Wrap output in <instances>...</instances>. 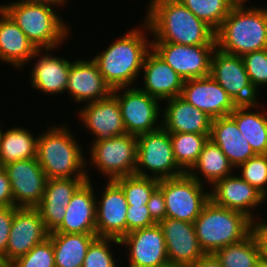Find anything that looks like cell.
Segmentation results:
<instances>
[{
  "mask_svg": "<svg viewBox=\"0 0 267 267\" xmlns=\"http://www.w3.org/2000/svg\"><path fill=\"white\" fill-rule=\"evenodd\" d=\"M141 23L114 40L103 52L91 57L112 90L135 87V82L138 84V78H141L144 59L152 49V39L147 37L151 35L150 28L144 20Z\"/></svg>",
  "mask_w": 267,
  "mask_h": 267,
  "instance_id": "cell-1",
  "label": "cell"
},
{
  "mask_svg": "<svg viewBox=\"0 0 267 267\" xmlns=\"http://www.w3.org/2000/svg\"><path fill=\"white\" fill-rule=\"evenodd\" d=\"M147 6L143 20L153 35L152 42L217 45L216 32L178 0H154Z\"/></svg>",
  "mask_w": 267,
  "mask_h": 267,
  "instance_id": "cell-2",
  "label": "cell"
},
{
  "mask_svg": "<svg viewBox=\"0 0 267 267\" xmlns=\"http://www.w3.org/2000/svg\"><path fill=\"white\" fill-rule=\"evenodd\" d=\"M66 125L52 124L38 135L36 158L47 179L87 177L81 141Z\"/></svg>",
  "mask_w": 267,
  "mask_h": 267,
  "instance_id": "cell-3",
  "label": "cell"
},
{
  "mask_svg": "<svg viewBox=\"0 0 267 267\" xmlns=\"http://www.w3.org/2000/svg\"><path fill=\"white\" fill-rule=\"evenodd\" d=\"M0 7L38 50L61 48L72 37L69 23L53 5L17 0L0 4Z\"/></svg>",
  "mask_w": 267,
  "mask_h": 267,
  "instance_id": "cell-4",
  "label": "cell"
},
{
  "mask_svg": "<svg viewBox=\"0 0 267 267\" xmlns=\"http://www.w3.org/2000/svg\"><path fill=\"white\" fill-rule=\"evenodd\" d=\"M235 4L216 31L217 48L243 56L267 49V7Z\"/></svg>",
  "mask_w": 267,
  "mask_h": 267,
  "instance_id": "cell-5",
  "label": "cell"
},
{
  "mask_svg": "<svg viewBox=\"0 0 267 267\" xmlns=\"http://www.w3.org/2000/svg\"><path fill=\"white\" fill-rule=\"evenodd\" d=\"M204 253L214 254L222 247L245 239L252 220L244 213L218 206L209 200L193 223Z\"/></svg>",
  "mask_w": 267,
  "mask_h": 267,
  "instance_id": "cell-6",
  "label": "cell"
},
{
  "mask_svg": "<svg viewBox=\"0 0 267 267\" xmlns=\"http://www.w3.org/2000/svg\"><path fill=\"white\" fill-rule=\"evenodd\" d=\"M89 147L90 157L86 159V174L91 180L88 165H92L102 178L108 181L135 175L137 164V136L124 134L109 140L94 141ZM107 176V177H106Z\"/></svg>",
  "mask_w": 267,
  "mask_h": 267,
  "instance_id": "cell-7",
  "label": "cell"
},
{
  "mask_svg": "<svg viewBox=\"0 0 267 267\" xmlns=\"http://www.w3.org/2000/svg\"><path fill=\"white\" fill-rule=\"evenodd\" d=\"M183 174L174 158L170 133L162 126L137 136L135 175L162 180Z\"/></svg>",
  "mask_w": 267,
  "mask_h": 267,
  "instance_id": "cell-8",
  "label": "cell"
},
{
  "mask_svg": "<svg viewBox=\"0 0 267 267\" xmlns=\"http://www.w3.org/2000/svg\"><path fill=\"white\" fill-rule=\"evenodd\" d=\"M158 187L163 191L166 218L194 223L204 205L210 200L209 187L188 173L159 180Z\"/></svg>",
  "mask_w": 267,
  "mask_h": 267,
  "instance_id": "cell-9",
  "label": "cell"
},
{
  "mask_svg": "<svg viewBox=\"0 0 267 267\" xmlns=\"http://www.w3.org/2000/svg\"><path fill=\"white\" fill-rule=\"evenodd\" d=\"M112 94L119 102L127 134L138 136L162 126L161 100L150 96L137 86L114 89Z\"/></svg>",
  "mask_w": 267,
  "mask_h": 267,
  "instance_id": "cell-10",
  "label": "cell"
},
{
  "mask_svg": "<svg viewBox=\"0 0 267 267\" xmlns=\"http://www.w3.org/2000/svg\"><path fill=\"white\" fill-rule=\"evenodd\" d=\"M217 45H182L152 42V50L166 62L183 81L210 75L213 53Z\"/></svg>",
  "mask_w": 267,
  "mask_h": 267,
  "instance_id": "cell-11",
  "label": "cell"
},
{
  "mask_svg": "<svg viewBox=\"0 0 267 267\" xmlns=\"http://www.w3.org/2000/svg\"><path fill=\"white\" fill-rule=\"evenodd\" d=\"M210 76L237 105L259 101V94L251 85L241 56L223 52L216 47L211 60Z\"/></svg>",
  "mask_w": 267,
  "mask_h": 267,
  "instance_id": "cell-12",
  "label": "cell"
},
{
  "mask_svg": "<svg viewBox=\"0 0 267 267\" xmlns=\"http://www.w3.org/2000/svg\"><path fill=\"white\" fill-rule=\"evenodd\" d=\"M120 242L127 251V267L169 266L166 242L159 224L134 230L125 235Z\"/></svg>",
  "mask_w": 267,
  "mask_h": 267,
  "instance_id": "cell-13",
  "label": "cell"
},
{
  "mask_svg": "<svg viewBox=\"0 0 267 267\" xmlns=\"http://www.w3.org/2000/svg\"><path fill=\"white\" fill-rule=\"evenodd\" d=\"M48 235L36 208L18 207L11 223L6 254L0 261L9 265L43 242Z\"/></svg>",
  "mask_w": 267,
  "mask_h": 267,
  "instance_id": "cell-14",
  "label": "cell"
},
{
  "mask_svg": "<svg viewBox=\"0 0 267 267\" xmlns=\"http://www.w3.org/2000/svg\"><path fill=\"white\" fill-rule=\"evenodd\" d=\"M210 200L221 207L244 213L252 221L257 220L255 213L267 199L239 174H231L216 181L209 189ZM256 216V218H255Z\"/></svg>",
  "mask_w": 267,
  "mask_h": 267,
  "instance_id": "cell-15",
  "label": "cell"
},
{
  "mask_svg": "<svg viewBox=\"0 0 267 267\" xmlns=\"http://www.w3.org/2000/svg\"><path fill=\"white\" fill-rule=\"evenodd\" d=\"M11 184L13 206L35 208L43 198L47 182L37 158L4 165Z\"/></svg>",
  "mask_w": 267,
  "mask_h": 267,
  "instance_id": "cell-16",
  "label": "cell"
},
{
  "mask_svg": "<svg viewBox=\"0 0 267 267\" xmlns=\"http://www.w3.org/2000/svg\"><path fill=\"white\" fill-rule=\"evenodd\" d=\"M77 112L81 124L86 127L94 141H104L126 134L121 108L111 93L107 98L88 102Z\"/></svg>",
  "mask_w": 267,
  "mask_h": 267,
  "instance_id": "cell-17",
  "label": "cell"
},
{
  "mask_svg": "<svg viewBox=\"0 0 267 267\" xmlns=\"http://www.w3.org/2000/svg\"><path fill=\"white\" fill-rule=\"evenodd\" d=\"M105 184L96 198V236L121 240L126 235L127 200L114 180Z\"/></svg>",
  "mask_w": 267,
  "mask_h": 267,
  "instance_id": "cell-18",
  "label": "cell"
},
{
  "mask_svg": "<svg viewBox=\"0 0 267 267\" xmlns=\"http://www.w3.org/2000/svg\"><path fill=\"white\" fill-rule=\"evenodd\" d=\"M159 226L166 242L169 266L189 267L205 254L200 248L193 223L165 218Z\"/></svg>",
  "mask_w": 267,
  "mask_h": 267,
  "instance_id": "cell-19",
  "label": "cell"
},
{
  "mask_svg": "<svg viewBox=\"0 0 267 267\" xmlns=\"http://www.w3.org/2000/svg\"><path fill=\"white\" fill-rule=\"evenodd\" d=\"M180 96L212 119L229 116L237 107L210 75L184 81Z\"/></svg>",
  "mask_w": 267,
  "mask_h": 267,
  "instance_id": "cell-20",
  "label": "cell"
},
{
  "mask_svg": "<svg viewBox=\"0 0 267 267\" xmlns=\"http://www.w3.org/2000/svg\"><path fill=\"white\" fill-rule=\"evenodd\" d=\"M78 58L70 65L66 89L72 102L80 105L107 98L112 89L104 81L95 61L88 57Z\"/></svg>",
  "mask_w": 267,
  "mask_h": 267,
  "instance_id": "cell-21",
  "label": "cell"
},
{
  "mask_svg": "<svg viewBox=\"0 0 267 267\" xmlns=\"http://www.w3.org/2000/svg\"><path fill=\"white\" fill-rule=\"evenodd\" d=\"M56 49L38 50L34 57V65L29 69V82L38 92L49 95H60L66 92L69 70L72 61L66 57H57L52 53ZM38 58V59H37Z\"/></svg>",
  "mask_w": 267,
  "mask_h": 267,
  "instance_id": "cell-22",
  "label": "cell"
},
{
  "mask_svg": "<svg viewBox=\"0 0 267 267\" xmlns=\"http://www.w3.org/2000/svg\"><path fill=\"white\" fill-rule=\"evenodd\" d=\"M93 179L86 180L74 193L62 223L50 233L96 234V197Z\"/></svg>",
  "mask_w": 267,
  "mask_h": 267,
  "instance_id": "cell-23",
  "label": "cell"
},
{
  "mask_svg": "<svg viewBox=\"0 0 267 267\" xmlns=\"http://www.w3.org/2000/svg\"><path fill=\"white\" fill-rule=\"evenodd\" d=\"M86 180L87 177L47 179L43 198L35 208L49 233L62 223L72 196Z\"/></svg>",
  "mask_w": 267,
  "mask_h": 267,
  "instance_id": "cell-24",
  "label": "cell"
},
{
  "mask_svg": "<svg viewBox=\"0 0 267 267\" xmlns=\"http://www.w3.org/2000/svg\"><path fill=\"white\" fill-rule=\"evenodd\" d=\"M143 83L138 88L162 101L181 95L183 79L152 49L147 53L141 74Z\"/></svg>",
  "mask_w": 267,
  "mask_h": 267,
  "instance_id": "cell-25",
  "label": "cell"
},
{
  "mask_svg": "<svg viewBox=\"0 0 267 267\" xmlns=\"http://www.w3.org/2000/svg\"><path fill=\"white\" fill-rule=\"evenodd\" d=\"M162 127L169 133L210 134L212 118L181 96L164 100Z\"/></svg>",
  "mask_w": 267,
  "mask_h": 267,
  "instance_id": "cell-26",
  "label": "cell"
},
{
  "mask_svg": "<svg viewBox=\"0 0 267 267\" xmlns=\"http://www.w3.org/2000/svg\"><path fill=\"white\" fill-rule=\"evenodd\" d=\"M38 49L10 16L0 7V61L15 70L23 67L34 57Z\"/></svg>",
  "mask_w": 267,
  "mask_h": 267,
  "instance_id": "cell-27",
  "label": "cell"
},
{
  "mask_svg": "<svg viewBox=\"0 0 267 267\" xmlns=\"http://www.w3.org/2000/svg\"><path fill=\"white\" fill-rule=\"evenodd\" d=\"M236 169L256 154L230 117L212 119L210 137Z\"/></svg>",
  "mask_w": 267,
  "mask_h": 267,
  "instance_id": "cell-28",
  "label": "cell"
},
{
  "mask_svg": "<svg viewBox=\"0 0 267 267\" xmlns=\"http://www.w3.org/2000/svg\"><path fill=\"white\" fill-rule=\"evenodd\" d=\"M259 105V102L237 105L229 116L236 122L254 153L267 154V111Z\"/></svg>",
  "mask_w": 267,
  "mask_h": 267,
  "instance_id": "cell-29",
  "label": "cell"
},
{
  "mask_svg": "<svg viewBox=\"0 0 267 267\" xmlns=\"http://www.w3.org/2000/svg\"><path fill=\"white\" fill-rule=\"evenodd\" d=\"M226 155L211 139L205 143L198 161L188 174L201 184L211 187L216 181L235 173ZM203 178V179H202ZM206 182V183H205Z\"/></svg>",
  "mask_w": 267,
  "mask_h": 267,
  "instance_id": "cell-30",
  "label": "cell"
},
{
  "mask_svg": "<svg viewBox=\"0 0 267 267\" xmlns=\"http://www.w3.org/2000/svg\"><path fill=\"white\" fill-rule=\"evenodd\" d=\"M54 249L55 267H82L89 245L96 234L49 233Z\"/></svg>",
  "mask_w": 267,
  "mask_h": 267,
  "instance_id": "cell-31",
  "label": "cell"
},
{
  "mask_svg": "<svg viewBox=\"0 0 267 267\" xmlns=\"http://www.w3.org/2000/svg\"><path fill=\"white\" fill-rule=\"evenodd\" d=\"M28 128L18 126L1 131L0 167L9 163L36 158L37 138Z\"/></svg>",
  "mask_w": 267,
  "mask_h": 267,
  "instance_id": "cell-32",
  "label": "cell"
},
{
  "mask_svg": "<svg viewBox=\"0 0 267 267\" xmlns=\"http://www.w3.org/2000/svg\"><path fill=\"white\" fill-rule=\"evenodd\" d=\"M214 254L222 267H256L261 261L259 247L252 233L240 242L222 247Z\"/></svg>",
  "mask_w": 267,
  "mask_h": 267,
  "instance_id": "cell-33",
  "label": "cell"
},
{
  "mask_svg": "<svg viewBox=\"0 0 267 267\" xmlns=\"http://www.w3.org/2000/svg\"><path fill=\"white\" fill-rule=\"evenodd\" d=\"M174 158L178 166L188 173L198 161L210 134L170 133Z\"/></svg>",
  "mask_w": 267,
  "mask_h": 267,
  "instance_id": "cell-34",
  "label": "cell"
},
{
  "mask_svg": "<svg viewBox=\"0 0 267 267\" xmlns=\"http://www.w3.org/2000/svg\"><path fill=\"white\" fill-rule=\"evenodd\" d=\"M215 32L235 5L232 0H178Z\"/></svg>",
  "mask_w": 267,
  "mask_h": 267,
  "instance_id": "cell-35",
  "label": "cell"
},
{
  "mask_svg": "<svg viewBox=\"0 0 267 267\" xmlns=\"http://www.w3.org/2000/svg\"><path fill=\"white\" fill-rule=\"evenodd\" d=\"M123 190L128 206H147L153 191L158 187L159 180L155 178L131 175L114 180Z\"/></svg>",
  "mask_w": 267,
  "mask_h": 267,
  "instance_id": "cell-36",
  "label": "cell"
},
{
  "mask_svg": "<svg viewBox=\"0 0 267 267\" xmlns=\"http://www.w3.org/2000/svg\"><path fill=\"white\" fill-rule=\"evenodd\" d=\"M113 244L121 247V242L118 239L97 237L89 245L82 267H117V257L115 253H112L114 252Z\"/></svg>",
  "mask_w": 267,
  "mask_h": 267,
  "instance_id": "cell-37",
  "label": "cell"
},
{
  "mask_svg": "<svg viewBox=\"0 0 267 267\" xmlns=\"http://www.w3.org/2000/svg\"><path fill=\"white\" fill-rule=\"evenodd\" d=\"M235 170L267 199V154H256Z\"/></svg>",
  "mask_w": 267,
  "mask_h": 267,
  "instance_id": "cell-38",
  "label": "cell"
},
{
  "mask_svg": "<svg viewBox=\"0 0 267 267\" xmlns=\"http://www.w3.org/2000/svg\"><path fill=\"white\" fill-rule=\"evenodd\" d=\"M10 267H55L54 249L48 237L31 251L9 264Z\"/></svg>",
  "mask_w": 267,
  "mask_h": 267,
  "instance_id": "cell-39",
  "label": "cell"
},
{
  "mask_svg": "<svg viewBox=\"0 0 267 267\" xmlns=\"http://www.w3.org/2000/svg\"><path fill=\"white\" fill-rule=\"evenodd\" d=\"M242 59L251 85L259 93V87H267V49L247 53Z\"/></svg>",
  "mask_w": 267,
  "mask_h": 267,
  "instance_id": "cell-40",
  "label": "cell"
},
{
  "mask_svg": "<svg viewBox=\"0 0 267 267\" xmlns=\"http://www.w3.org/2000/svg\"><path fill=\"white\" fill-rule=\"evenodd\" d=\"M156 224L149 213L147 206H128L126 216V235L134 230L143 229Z\"/></svg>",
  "mask_w": 267,
  "mask_h": 267,
  "instance_id": "cell-41",
  "label": "cell"
},
{
  "mask_svg": "<svg viewBox=\"0 0 267 267\" xmlns=\"http://www.w3.org/2000/svg\"><path fill=\"white\" fill-rule=\"evenodd\" d=\"M17 208L16 206L0 207V260L6 254L11 223Z\"/></svg>",
  "mask_w": 267,
  "mask_h": 267,
  "instance_id": "cell-42",
  "label": "cell"
},
{
  "mask_svg": "<svg viewBox=\"0 0 267 267\" xmlns=\"http://www.w3.org/2000/svg\"><path fill=\"white\" fill-rule=\"evenodd\" d=\"M251 233L257 241L261 262L267 264V221L262 217L252 221Z\"/></svg>",
  "mask_w": 267,
  "mask_h": 267,
  "instance_id": "cell-43",
  "label": "cell"
},
{
  "mask_svg": "<svg viewBox=\"0 0 267 267\" xmlns=\"http://www.w3.org/2000/svg\"><path fill=\"white\" fill-rule=\"evenodd\" d=\"M147 208L149 209L152 220L156 224H159L166 218V205L163 191L159 187H157L151 194L147 203Z\"/></svg>",
  "mask_w": 267,
  "mask_h": 267,
  "instance_id": "cell-44",
  "label": "cell"
},
{
  "mask_svg": "<svg viewBox=\"0 0 267 267\" xmlns=\"http://www.w3.org/2000/svg\"><path fill=\"white\" fill-rule=\"evenodd\" d=\"M7 206H13L11 184L6 170L0 167V207Z\"/></svg>",
  "mask_w": 267,
  "mask_h": 267,
  "instance_id": "cell-45",
  "label": "cell"
},
{
  "mask_svg": "<svg viewBox=\"0 0 267 267\" xmlns=\"http://www.w3.org/2000/svg\"><path fill=\"white\" fill-rule=\"evenodd\" d=\"M189 267H222L215 254L205 253L197 262Z\"/></svg>",
  "mask_w": 267,
  "mask_h": 267,
  "instance_id": "cell-46",
  "label": "cell"
},
{
  "mask_svg": "<svg viewBox=\"0 0 267 267\" xmlns=\"http://www.w3.org/2000/svg\"><path fill=\"white\" fill-rule=\"evenodd\" d=\"M29 3H47L53 6H57L59 8H63L65 4H67V0H20Z\"/></svg>",
  "mask_w": 267,
  "mask_h": 267,
  "instance_id": "cell-47",
  "label": "cell"
},
{
  "mask_svg": "<svg viewBox=\"0 0 267 267\" xmlns=\"http://www.w3.org/2000/svg\"><path fill=\"white\" fill-rule=\"evenodd\" d=\"M235 4H245L246 5V2L248 3L247 0H232Z\"/></svg>",
  "mask_w": 267,
  "mask_h": 267,
  "instance_id": "cell-48",
  "label": "cell"
},
{
  "mask_svg": "<svg viewBox=\"0 0 267 267\" xmlns=\"http://www.w3.org/2000/svg\"><path fill=\"white\" fill-rule=\"evenodd\" d=\"M256 267H267V264L260 261Z\"/></svg>",
  "mask_w": 267,
  "mask_h": 267,
  "instance_id": "cell-49",
  "label": "cell"
},
{
  "mask_svg": "<svg viewBox=\"0 0 267 267\" xmlns=\"http://www.w3.org/2000/svg\"><path fill=\"white\" fill-rule=\"evenodd\" d=\"M0 267H10L8 264L3 263L2 261H0Z\"/></svg>",
  "mask_w": 267,
  "mask_h": 267,
  "instance_id": "cell-50",
  "label": "cell"
},
{
  "mask_svg": "<svg viewBox=\"0 0 267 267\" xmlns=\"http://www.w3.org/2000/svg\"><path fill=\"white\" fill-rule=\"evenodd\" d=\"M1 122H0V138H1V131H2V127H1Z\"/></svg>",
  "mask_w": 267,
  "mask_h": 267,
  "instance_id": "cell-51",
  "label": "cell"
}]
</instances>
